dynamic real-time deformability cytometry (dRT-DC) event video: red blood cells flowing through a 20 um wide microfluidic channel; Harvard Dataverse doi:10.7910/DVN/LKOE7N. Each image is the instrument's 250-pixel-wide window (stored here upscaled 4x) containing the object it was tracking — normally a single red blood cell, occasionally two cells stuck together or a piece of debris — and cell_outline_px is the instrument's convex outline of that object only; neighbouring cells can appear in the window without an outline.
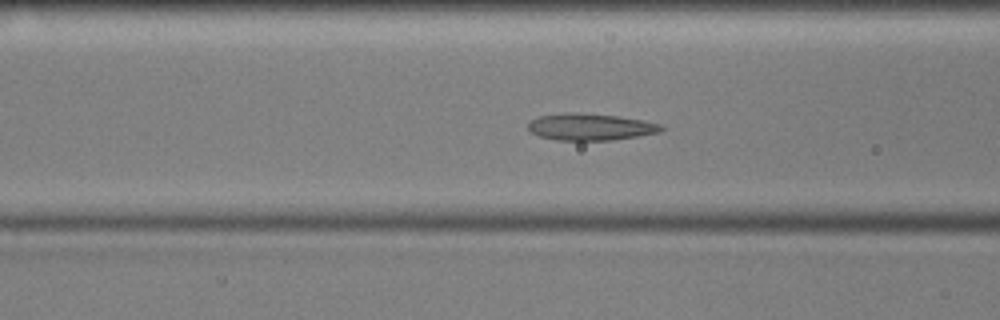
{"species": "common noctule bat (a hibernating species)", "species_latin": "Nyctalus noctula", "temperature_condition": "cold", "stored_images_in_passage": 55, "camera_frame_rate_fps": 3000, "um_per_image_px": 0.085, "animal": {"sex": "male", "body_mass_g": 17.9, "forearm_length_mm": 54.2}, "frame": {"image": 1, "passage_image": 20, "time_ms": 6.333, "image_size_px": [1000, 320], "cell_outline_px": [[664, 128], [660, 132], [612, 140], [556, 140], [540, 136], [532, 132], [528, 128], [528, 120], [540, 116], [564, 112], [572, 112], [616, 116], [644, 120], [660, 124]], "centroid_in_image_um": [50.15, 10.78], "position_along_channel_um": 116.4, "area_um2": 20.69}}
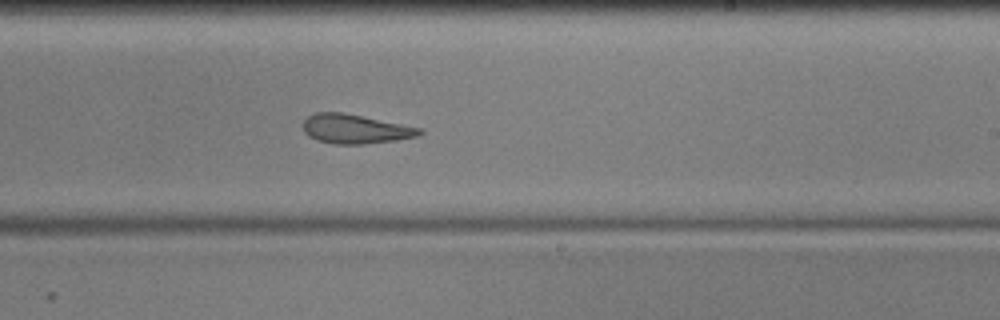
{"frame": {"image": 2, "passage_image": 32, "time_ms": 10.333, "image_size_px": [1000, 320], "cell_outline_px": [[424, 132], [420, 136], [396, 140], [364, 144], [332, 144], [316, 140], [308, 136], [304, 132], [304, 120], [308, 116], [316, 112], [340, 112], [424, 128]], "centroid_in_image_um": [30.22, 10.97], "position_along_channel_um": 258.8, "area_um2": 19.94}}
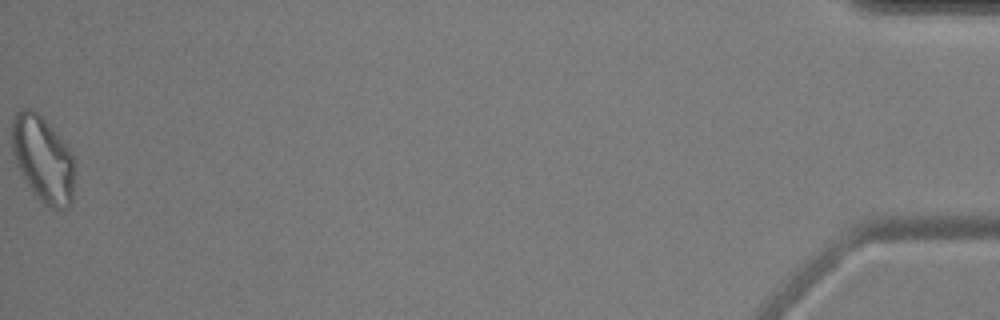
{"frame": {"image": 3, "passage_image": 55, "time_ms": 18.0, "image_size_px": [1000, 320], "cell_outline_px": [[72, 204], [68, 208], [52, 208], [44, 204], [32, 192], [24, 180], [16, 164], [12, 152], [12, 116], [20, 108], [32, 108], [44, 116], [68, 148], [72, 156]], "centroid_in_image_um": [3.6, 13.47], "position_along_channel_um": 431.6, "area_um2": 31.5}, "authors_computed_cell_mechanics": {"area_um2": 21.9062, "velocity_mm_per_s": 3.5587, "shape_relaxation_time_tau1_ms": 9.8418, "shape_relaxation_time_tau2_ms": 2.1966, "deformation_change_tau1": 0.1798, "deformation_change_tau2": 0.1095}}